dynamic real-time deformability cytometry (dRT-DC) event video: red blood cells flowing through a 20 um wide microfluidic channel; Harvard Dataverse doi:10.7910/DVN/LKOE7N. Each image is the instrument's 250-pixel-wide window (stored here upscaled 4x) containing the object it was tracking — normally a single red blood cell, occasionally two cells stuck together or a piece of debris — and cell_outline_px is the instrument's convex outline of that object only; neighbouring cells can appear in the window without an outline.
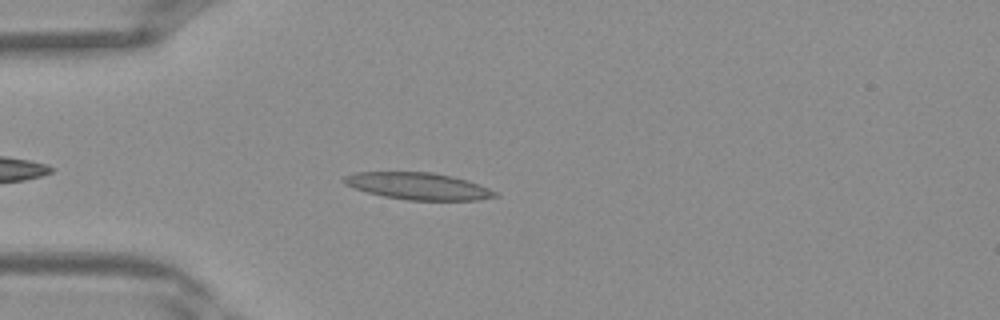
{"species": "Egyptian fruit bat (a non-hibernating species)", "species_latin": "Rousettus aegyptiacus", "temperature_condition": "warm", "stored_images_in_passage": 29, "camera_frame_rate_fps": 3000, "um_per_image_px": 0.085, "frame": {"image": 1, "passage_image": 4, "time_ms": 1.0, "image_size_px": [1000, 320], "cell_outline_px": [[500, 196], [476, 200], [408, 200], [384, 196], [352, 188], [344, 184], [340, 180], [344, 176], [352, 172], [432, 172], [452, 176], [488, 188], [496, 192]], "centroid_in_image_um": [35.47, 15.81], "position_along_channel_um": 49.5, "area_um2": 23.64}}
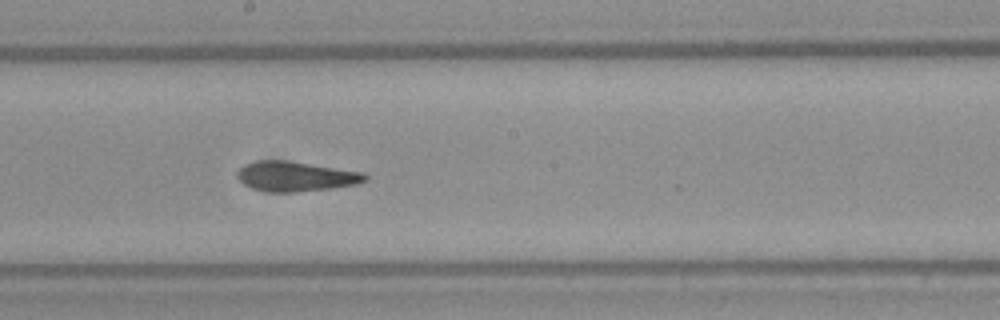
{"frame": {"image": 2, "passage_image": 15, "time_ms": 4.667, "image_size_px": [1000, 320], "cell_outline_px": [[368, 180], [356, 184], [328, 188], [296, 192], [268, 192], [252, 188], [244, 184], [236, 176], [236, 172], [244, 164], [260, 160], [284, 160], [364, 172], [368, 176]], "centroid_in_image_um": [25.11, 14.99], "position_along_channel_um": 223.1, "area_um2": 22.14}}
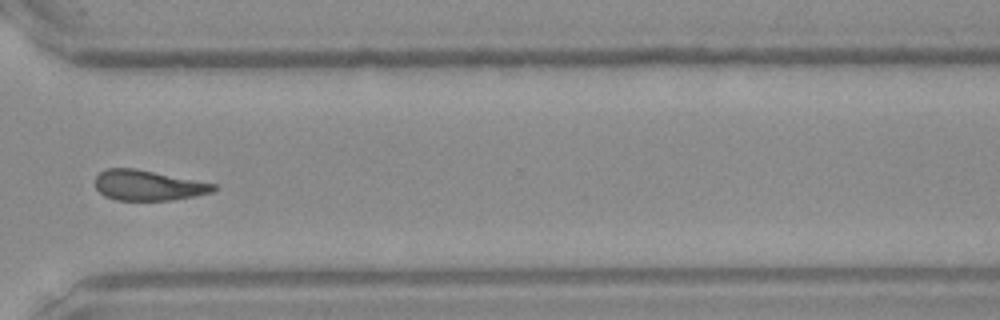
{"frame": {"image": 3, "passage_image": 23, "time_ms": 7.333, "image_size_px": [1000, 320], "cell_outline_px": [[216, 188], [212, 192], [196, 196], [172, 200], [116, 200], [104, 196], [96, 188], [96, 176], [104, 168], [136, 168], [216, 184]], "centroid_in_image_um": [12.58, 15.75], "position_along_channel_um": 358.0, "area_um2": 20.92}}